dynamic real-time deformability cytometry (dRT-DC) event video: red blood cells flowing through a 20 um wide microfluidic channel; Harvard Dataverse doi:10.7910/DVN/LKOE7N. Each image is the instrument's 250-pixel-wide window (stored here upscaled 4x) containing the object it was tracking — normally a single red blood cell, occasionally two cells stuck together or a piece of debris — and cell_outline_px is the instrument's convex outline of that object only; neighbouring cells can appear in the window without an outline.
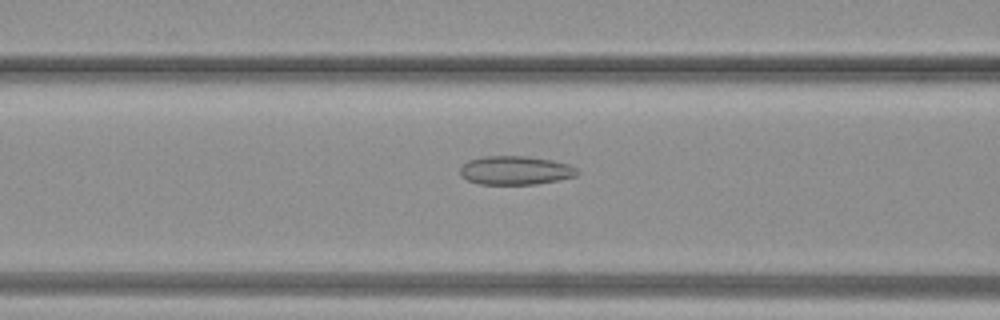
{"species": "common noctule bat (a hibernating species)", "species_latin": "Nyctalus noctula", "temperature_condition": "warm", "stored_images_in_passage": 39, "camera_frame_rate_fps": 3000, "um_per_image_px": 0.085, "animal": {"sex": "female", "body_mass_g": 19.3, "forearm_length_mm": 54.1}, "frame": {"image": 1, "passage_image": 16, "time_ms": 5.0, "image_size_px": [1000, 320], "cell_outline_px": [[580, 172], [576, 176], [536, 184], [480, 184], [468, 180], [460, 176], [460, 168], [468, 160], [484, 156], [528, 156], [552, 160], [568, 164], [576, 168]], "centroid_in_image_um": [43.8, 14.47], "position_along_channel_um": 122.8, "area_um2": 19.59}}
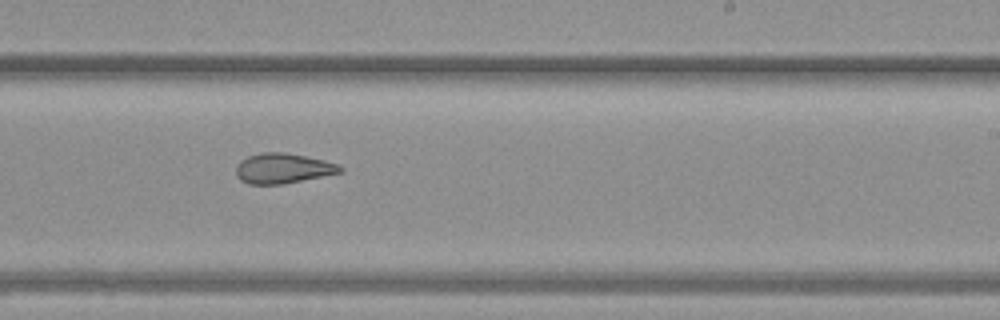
{"frame": {"image": 2, "passage_image": 24, "time_ms": 7.667, "image_size_px": [1000, 320], "cell_outline_px": [[344, 168], [340, 172], [284, 184], [248, 184], [240, 180], [236, 176], [236, 164], [240, 160], [248, 156], [260, 152], [284, 152], [324, 160], [340, 164]], "centroid_in_image_um": [24.01, 14.3], "position_along_channel_um": 265.0, "area_um2": 18.32}}
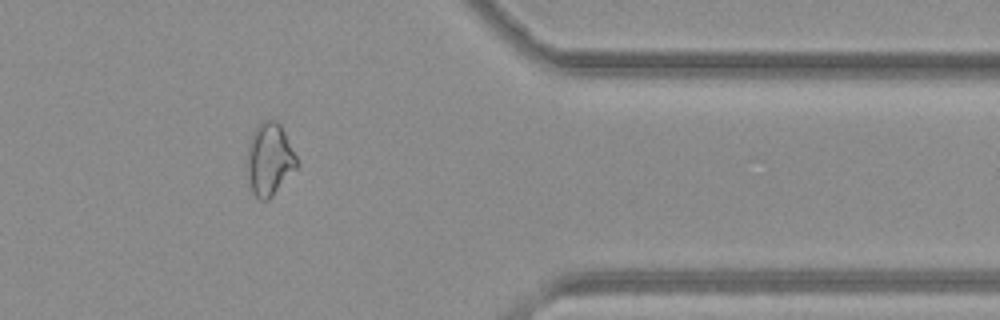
{"frame": {"image": 3, "passage_image": 32, "time_ms": 10.333, "image_size_px": [1000, 320], "cell_outline_px": [[300, 164], [272, 196], [268, 200], [260, 200], [252, 192], [248, 180], [248, 144], [252, 132], [260, 120], [272, 116], [280, 124]], "centroid_in_image_um": [22.9, 13.49], "position_along_channel_um": 388.5, "area_um2": 21.15}}